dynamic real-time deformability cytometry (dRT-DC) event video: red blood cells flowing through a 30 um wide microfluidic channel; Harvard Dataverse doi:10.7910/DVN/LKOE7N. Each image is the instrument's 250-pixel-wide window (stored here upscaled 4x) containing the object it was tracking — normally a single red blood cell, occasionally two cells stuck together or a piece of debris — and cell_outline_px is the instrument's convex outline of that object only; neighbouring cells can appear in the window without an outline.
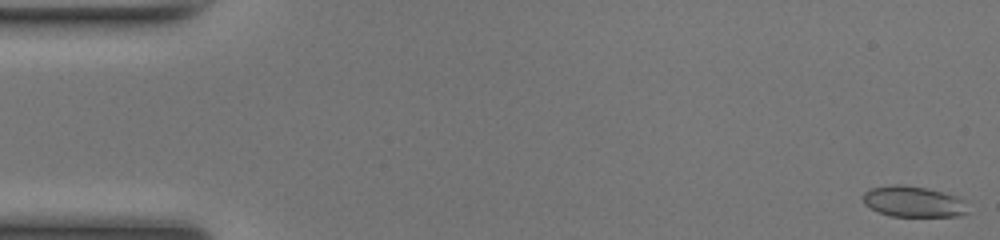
{"species": "common noctule bat (a hibernating species)", "species_latin": "Nyctalus noctula", "temperature_condition": "room temperature", "stored_images_in_passage": 49, "camera_frame_rate_fps": 3000, "um_per_image_px": 0.085, "animal": {"sex": "female", "body_mass_g": 17.0, "forearm_length_mm": 48.0}, "frame": {"image": 1, "passage_image": 1, "time_ms": 0.0, "image_size_px": [1000, 240], "cell_outline_px": [[968, 212], [960, 216], [892, 216], [880, 212], [864, 204], [864, 192], [872, 188], [896, 184], [900, 184], [928, 188], [964, 200]], "centroid_in_image_um": [77.63, 17.14], "position_along_channel_um": 7.4, "area_um2": 18.5}}
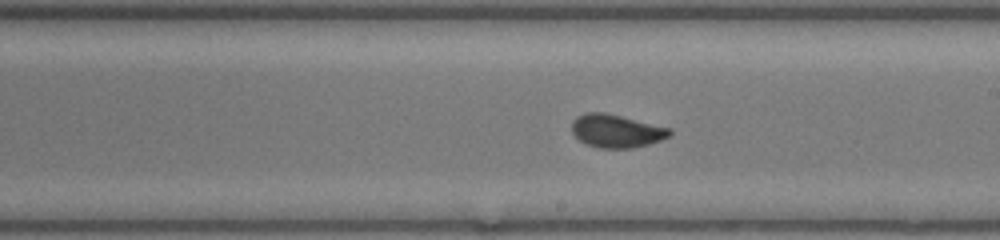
{"frame": {"image": 2, "passage_image": 28, "time_ms": 9.0, "image_size_px": [1000, 240], "cell_outline_px": [[672, 136], [648, 144], [632, 148], [600, 148], [584, 144], [572, 132], [572, 120], [576, 116], [588, 112], [604, 112], [672, 128]], "centroid_in_image_um": [52.4, 11.13], "position_along_channel_um": 236.6, "area_um2": 19.02}}
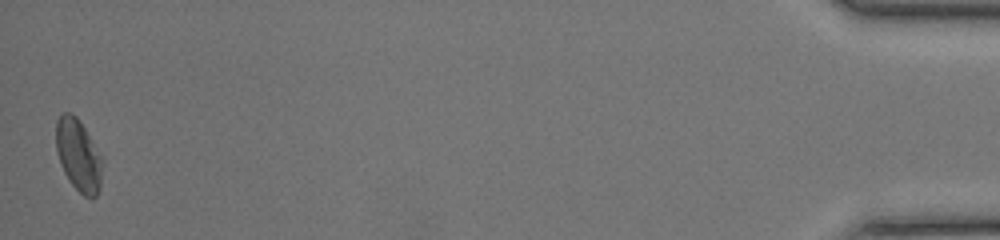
{"frame": {"image": 3, "passage_image": 49, "time_ms": 16.0, "image_size_px": [1000, 240], "cell_outline_px": [[100, 188], [96, 196], [92, 200], [84, 196], [68, 180], [60, 164], [56, 152], [56, 120], [64, 112], [72, 112], [76, 116], [84, 128], [100, 156]], "centroid_in_image_um": [6.61, 13.2], "position_along_channel_um": 428.6, "area_um2": 19.02}, "authors_computed_cell_mechanics": {"area_um2": 18.785, "velocity_mm_per_s": 4.1958, "shape_relaxation_time_tau1_ms": 4.0403, "shape_relaxation_time_tau2_ms": null, "deformation_change_tau1": 0.1226, "deformation_change_tau2": null}}